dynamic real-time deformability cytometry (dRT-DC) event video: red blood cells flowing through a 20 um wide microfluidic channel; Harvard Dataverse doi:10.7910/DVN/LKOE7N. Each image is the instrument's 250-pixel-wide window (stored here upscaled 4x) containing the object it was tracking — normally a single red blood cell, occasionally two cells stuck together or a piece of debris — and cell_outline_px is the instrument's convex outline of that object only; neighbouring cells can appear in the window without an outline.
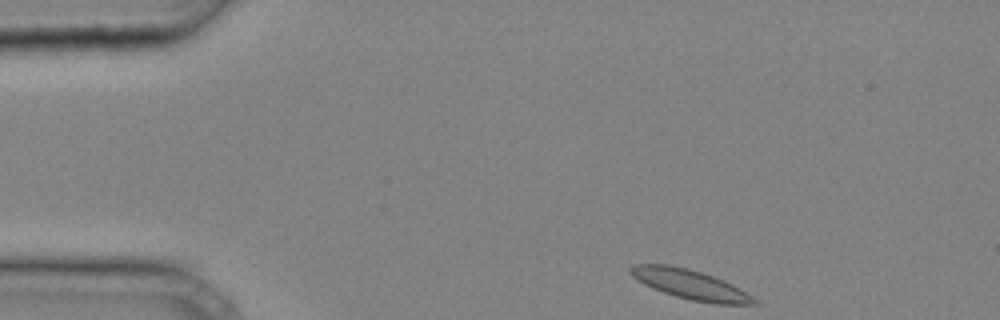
{"species": "common noctule bat (a hibernating species)", "species_latin": "Nyctalus noctula", "temperature_condition": "cold", "stored_images_in_passage": 27, "camera_frame_rate_fps": 3000, "um_per_image_px": 0.085, "animal": {"sex": "male", "body_mass_g": 20.4}, "frame": {"image": 1, "passage_image": 1, "time_ms": 0.0, "image_size_px": [1000, 320], "cell_outline_px": [[760, 304], [716, 304], [692, 300], [676, 296], [652, 288], [644, 284], [632, 276], [628, 272], [628, 268], [636, 264], [668, 264], [700, 272], [724, 280], [732, 284], [752, 296]], "centroid_in_image_um": [58.65, 24.18], "position_along_channel_um": 26.4, "area_um2": 21.04}}
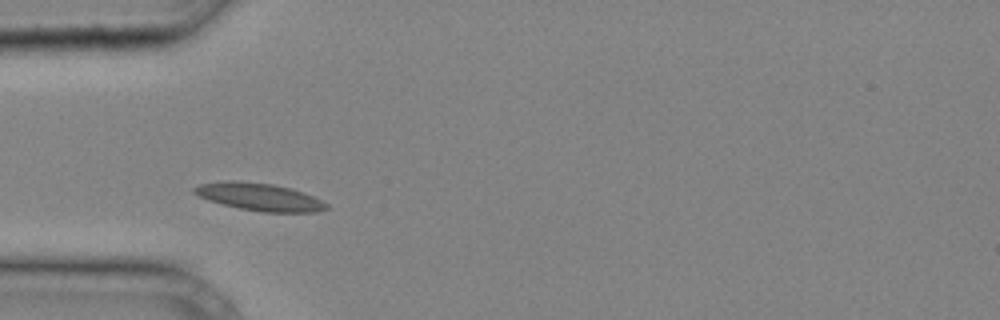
{"frame": {"image": 2, "passage_image": 7, "time_ms": 2.0, "image_size_px": [1000, 320], "cell_outline_px": [[332, 208], [316, 212], [260, 212], [240, 208], [208, 200], [192, 192], [192, 188], [200, 184], [224, 180], [232, 180], [272, 184], [292, 188], [304, 192], [328, 204]], "centroid_in_image_um": [22.07, 16.73], "position_along_channel_um": 62.9, "area_um2": 21.27}}
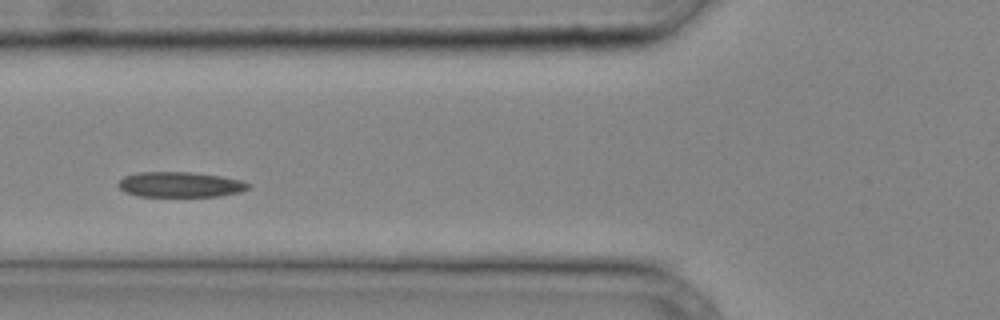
{"frame": {"image": 3, "passage_image": 10, "time_ms": 3.0, "image_size_px": [1000, 320], "cell_outline_px": [[252, 184], [248, 188], [240, 192], [220, 196], [136, 196], [124, 192], [116, 184], [124, 176], [136, 172], [188, 172], [220, 176], [240, 180]], "centroid_in_image_um": [15.28, 15.69], "position_along_channel_um": 110.5, "area_um2": 19.19}}